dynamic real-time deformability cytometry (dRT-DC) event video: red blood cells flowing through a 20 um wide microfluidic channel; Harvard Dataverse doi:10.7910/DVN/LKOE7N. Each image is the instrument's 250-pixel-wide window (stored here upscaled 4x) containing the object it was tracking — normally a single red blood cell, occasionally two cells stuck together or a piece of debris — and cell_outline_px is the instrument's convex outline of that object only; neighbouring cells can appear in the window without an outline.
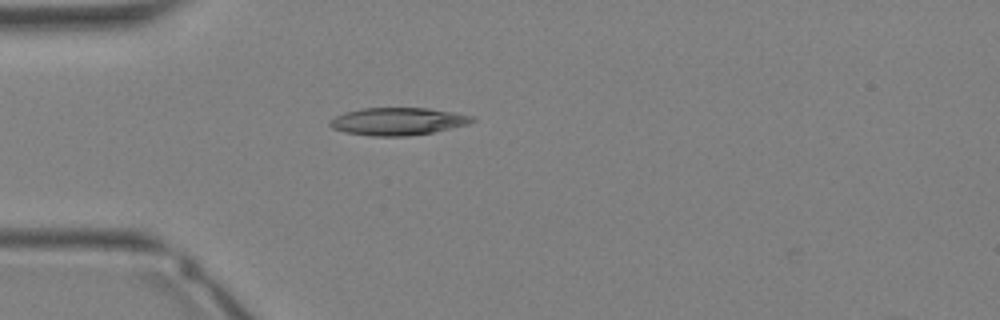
{"species": "Egyptian fruit bat (a non-hibernating species)", "species_latin": "Rousettus aegyptiacus", "temperature_condition": "warm", "stored_images_in_passage": 26, "camera_frame_rate_fps": 3000, "um_per_image_px": 0.085, "animal": {"sex": "female"}, "frame": {"image": 1, "passage_image": 1, "time_ms": 0.0, "image_size_px": [1000, 320], "cell_outline_px": [[476, 120], [468, 124], [432, 132], [404, 136], [372, 136], [344, 132], [332, 128], [328, 124], [336, 116], [344, 112], [360, 108], [428, 108], [476, 116]], "centroid_in_image_um": [33.82, 10.31], "position_along_channel_um": 51.2, "area_um2": 22.77}}
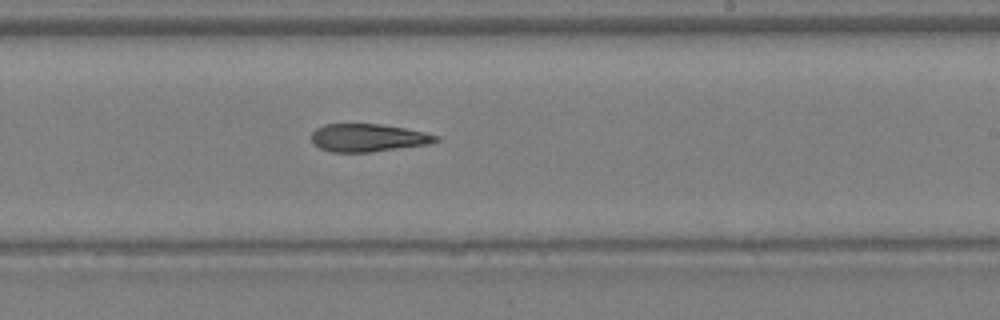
{"frame": {"image": 2, "passage_image": 12, "time_ms": 3.667, "image_size_px": [1000, 320], "cell_outline_px": [[440, 140], [428, 144], [368, 152], [332, 152], [320, 148], [312, 140], [312, 132], [316, 128], [324, 124], [380, 124], [404, 128], [424, 132], [440, 136]], "centroid_in_image_um": [31.29, 11.7], "position_along_channel_um": 257.7, "area_um2": 20.0}}
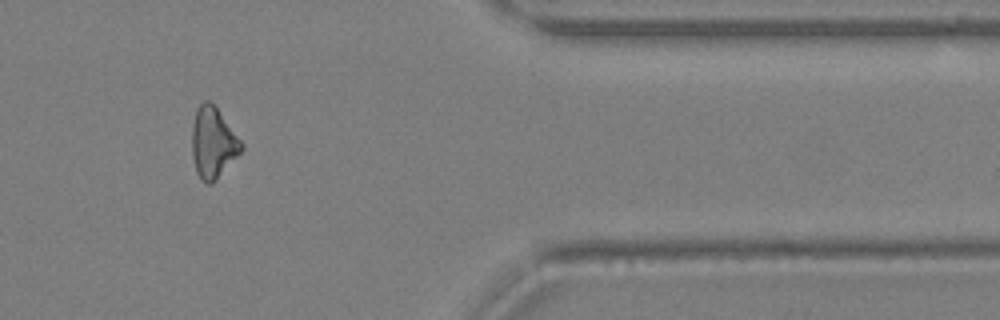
{"frame": {"image": 3, "passage_image": 20, "time_ms": 6.333, "image_size_px": [1000, 320], "cell_outline_px": [[244, 148], [212, 184], [204, 184], [200, 180], [196, 172], [192, 156], [192, 124], [196, 108], [204, 100], [208, 100], [216, 108], [244, 144]], "centroid_in_image_um": [18.08, 12.16], "position_along_channel_um": 393.3, "area_um2": 20.35}}